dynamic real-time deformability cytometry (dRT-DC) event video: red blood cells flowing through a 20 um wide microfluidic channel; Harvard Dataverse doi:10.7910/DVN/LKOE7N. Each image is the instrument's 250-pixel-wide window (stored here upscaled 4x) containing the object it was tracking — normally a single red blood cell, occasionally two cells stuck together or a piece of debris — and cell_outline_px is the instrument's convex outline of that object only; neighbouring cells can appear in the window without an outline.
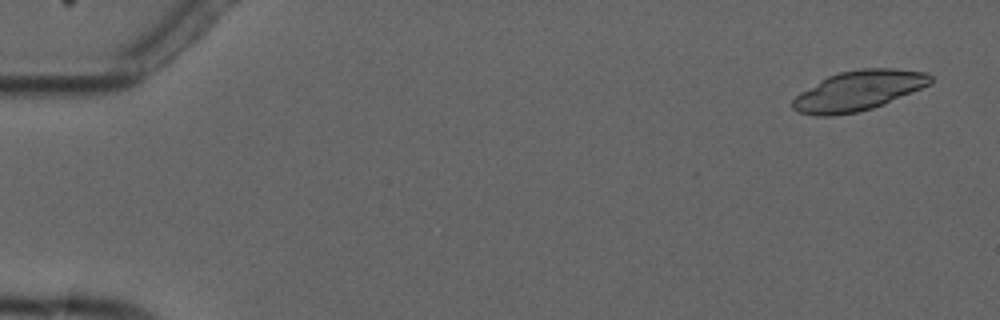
{"species": "common noctule bat (a hibernating species)", "species_latin": "Nyctalus noctula", "temperature_condition": "cold", "stored_images_in_passage": 3, "camera_frame_rate_fps": 3000, "um_per_image_px": 0.085, "animal": {"sex": "male", "forearm_length_mm": 52.5}, "frame": {"image": 1, "passage_image": 1, "time_ms": 0.0, "image_size_px": [1000, 320], "cell_outline_px": [[932, 80], [928, 84], [920, 88], [884, 104], [872, 108], [856, 112], [832, 116], [816, 116], [800, 112], [792, 108], [792, 100], [800, 92], [820, 80], [828, 76], [840, 72], [860, 68], [892, 68], [928, 72], [932, 76]], "centroid_in_image_um": [72.94, 7.7], "position_along_channel_um": 12.1, "area_um2": 31.85}}